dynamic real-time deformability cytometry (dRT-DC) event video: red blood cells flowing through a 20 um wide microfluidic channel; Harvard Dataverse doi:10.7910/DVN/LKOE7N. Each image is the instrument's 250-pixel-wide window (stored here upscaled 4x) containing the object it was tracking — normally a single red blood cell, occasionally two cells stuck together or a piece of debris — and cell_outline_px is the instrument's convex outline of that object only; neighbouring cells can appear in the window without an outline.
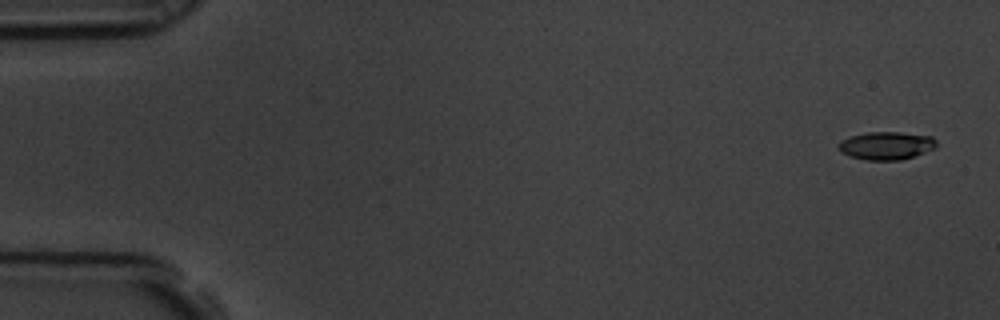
{"species": "common noctule bat (a hibernating species)", "species_latin": "Nyctalus noctula", "temperature_condition": "room temperature", "stored_images_in_passage": 5, "camera_frame_rate_fps": 3000, "um_per_image_px": 0.085, "animal": {"sex": "male", "body_mass_g": 19.5, "forearm_length_mm": 54.6}, "frame": {"image": 1, "passage_image": 1, "time_ms": 0.0, "image_size_px": [1000, 320], "cell_outline_px": [[936, 148], [900, 160], [868, 160], [848, 156], [840, 152], [836, 148], [836, 144], [840, 140], [848, 136], [868, 132], [900, 132], [932, 136], [936, 140]], "centroid_in_image_um": [75.26, 12.37], "position_along_channel_um": 9.7, "area_um2": 16.18}}
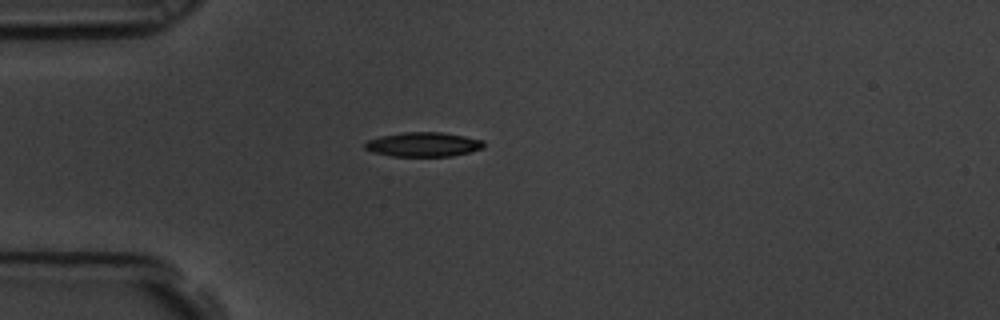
{"frame": {"image": 2, "passage_image": 5, "time_ms": 1.333, "image_size_px": [1000, 320], "cell_outline_px": [[484, 148], [452, 156], [392, 156], [372, 152], [364, 148], [364, 144], [368, 140], [380, 136], [404, 132], [440, 132], [464, 136], [484, 140]], "centroid_in_image_um": [35.98, 12.27], "position_along_channel_um": 49.0, "area_um2": 16.88}}